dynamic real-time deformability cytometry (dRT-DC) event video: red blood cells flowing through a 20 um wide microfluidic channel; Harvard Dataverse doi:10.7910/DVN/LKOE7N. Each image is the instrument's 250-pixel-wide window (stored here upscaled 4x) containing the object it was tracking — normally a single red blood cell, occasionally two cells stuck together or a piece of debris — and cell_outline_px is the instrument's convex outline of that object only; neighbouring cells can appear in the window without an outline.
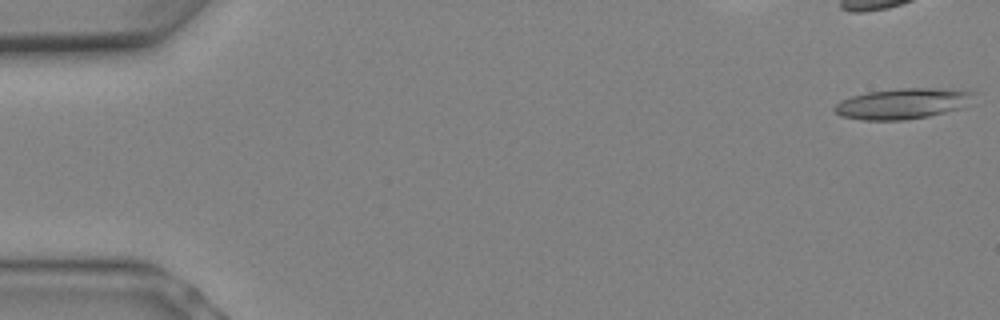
{"species": "Egyptian fruit bat (a non-hibernating species)", "species_latin": "Rousettus aegyptiacus", "temperature_condition": "warm", "stored_images_in_passage": 7, "camera_frame_rate_fps": 3000, "um_per_image_px": 0.085, "animal": {"sex": "female"}, "frame": {"image": 1, "passage_image": 1, "time_ms": 0.0, "image_size_px": [1000, 320], "cell_outline_px": [[976, 92], [960, 108], [928, 116], [904, 120], [864, 120], [840, 116], [832, 108], [840, 100], [852, 96], [868, 92], [900, 88], [936, 88]], "centroid_in_image_um": [76.63, 8.81], "position_along_channel_um": 8.4, "area_um2": 24.45}}